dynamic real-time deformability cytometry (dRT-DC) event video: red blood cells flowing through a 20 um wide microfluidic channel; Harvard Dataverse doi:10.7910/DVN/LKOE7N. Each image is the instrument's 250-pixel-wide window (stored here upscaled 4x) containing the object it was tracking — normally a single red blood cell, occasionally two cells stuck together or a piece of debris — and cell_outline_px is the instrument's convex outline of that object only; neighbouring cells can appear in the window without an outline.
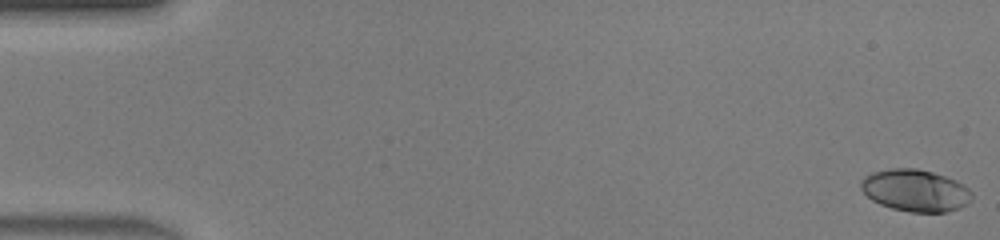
{"species": "human", "species_latin": "Homo sapiens", "temperature_condition": "warm", "stored_images_in_passage": 47, "camera_frame_rate_fps": 3000, "um_per_image_px": 0.085, "donor": {"sex": "male"}, "frame": {"image": 1, "passage_image": 1, "time_ms": 0.0, "image_size_px": [1000, 240], "cell_outline_px": [[972, 200], [960, 208], [948, 212], [908, 212], [892, 208], [880, 204], [872, 200], [860, 188], [860, 180], [864, 176], [872, 172], [888, 168], [916, 168], [932, 172], [956, 180], [964, 184], [972, 192]], "centroid_in_image_um": [77.8, 16.19], "position_along_channel_um": 7.2, "area_um2": 27.4}}
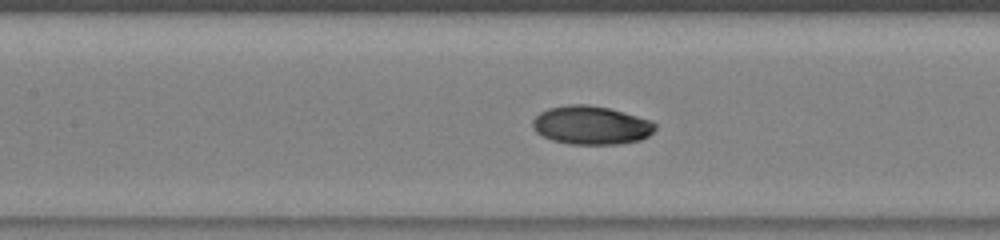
{"frame": {"image": 2, "passage_image": 22, "time_ms": 7.0, "image_size_px": [1000, 240], "cell_outline_px": [[656, 128], [648, 136], [640, 140], [620, 144], [568, 144], [552, 140], [536, 132], [532, 128], [532, 120], [540, 112], [548, 108], [568, 104], [588, 104], [608, 108], [624, 112], [652, 120], [656, 124]], "centroid_in_image_um": [50.25, 10.64], "position_along_channel_um": 157.2, "area_um2": 27.69}}
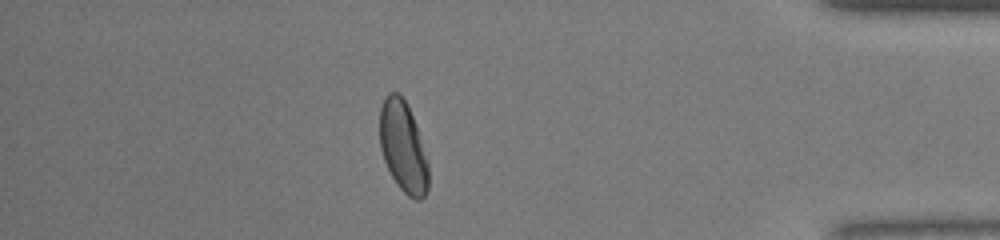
{"frame": {"image": 3, "passage_image": 41, "time_ms": 13.333, "image_size_px": [1000, 240], "cell_outline_px": [[428, 188], [424, 196], [420, 200], [416, 200], [408, 196], [396, 184], [384, 160], [380, 148], [380, 108], [384, 96], [388, 92], [396, 92], [404, 100], [416, 124], [428, 164]], "centroid_in_image_um": [34.25, 12.49], "position_along_channel_um": 401.0, "area_um2": 25.61}, "authors_computed_cell_mechanics": {"area_um2": 26.9348, "velocity_mm_per_s": 4.4692, "shape_relaxation_time_tau1_ms": 3.8596, "shape_relaxation_time_tau2_ms": null, "deformation_change_tau1": 0.1954, "deformation_change_tau2": null}}